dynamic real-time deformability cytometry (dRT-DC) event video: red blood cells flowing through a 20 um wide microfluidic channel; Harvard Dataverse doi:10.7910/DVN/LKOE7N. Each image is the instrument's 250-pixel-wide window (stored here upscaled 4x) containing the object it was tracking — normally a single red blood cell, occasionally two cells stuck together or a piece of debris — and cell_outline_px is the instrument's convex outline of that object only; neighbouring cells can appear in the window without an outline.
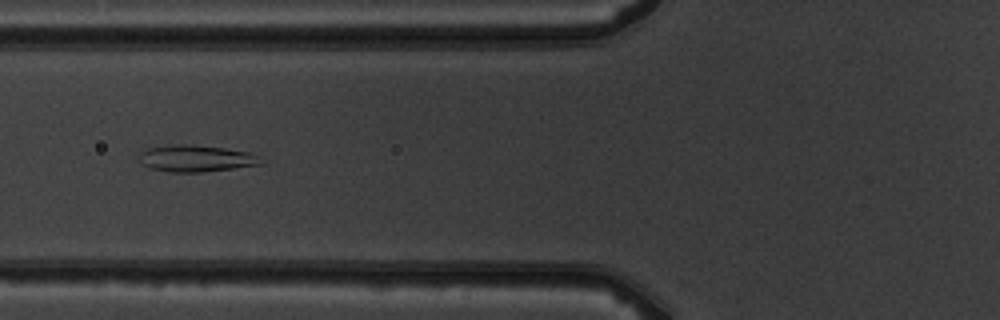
{"species": "common noctule bat (a hibernating species)", "species_latin": "Nyctalus noctula", "temperature_condition": "warm", "stored_images_in_passage": 8, "camera_frame_rate_fps": 3000, "um_per_image_px": 0.085, "animal": {"sex": "male", "body_mass_g": 19.5, "forearm_length_mm": 54.6}, "frame": {"image": 1, "passage_image": 8, "time_ms": 8.0, "image_size_px": [1000, 320], "cell_outline_px": [[264, 164], [200, 172], [168, 172], [148, 168], [140, 164], [140, 152], [148, 148], [172, 144], [188, 144], [224, 148], [248, 152], [256, 156]], "centroid_in_image_um": [16.58, 13.47], "position_along_channel_um": 109.2, "area_um2": 18.84}}